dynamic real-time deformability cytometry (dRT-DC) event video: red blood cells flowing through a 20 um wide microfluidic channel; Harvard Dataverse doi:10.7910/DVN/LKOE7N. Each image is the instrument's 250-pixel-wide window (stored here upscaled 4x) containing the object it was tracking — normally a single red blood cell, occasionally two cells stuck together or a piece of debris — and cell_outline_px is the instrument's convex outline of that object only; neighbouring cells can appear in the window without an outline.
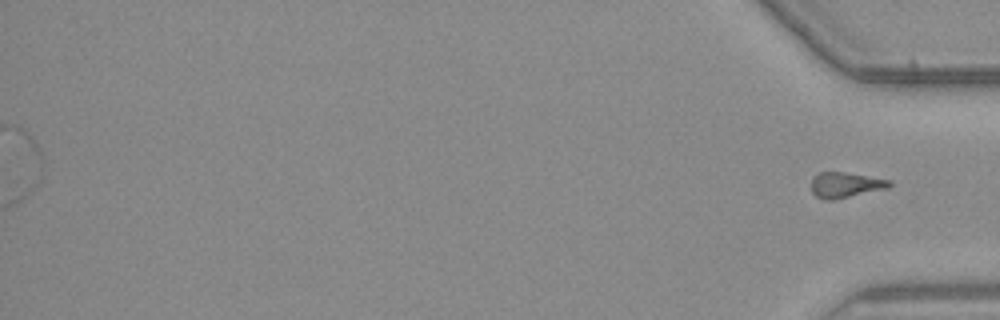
{"species": "common noctule bat (a hibernating species)", "species_latin": "Nyctalus noctula", "temperature_condition": "warm", "stored_images_in_passage": 40, "segment_of_instrument_passage": [2, 2], "camera_frame_rate_fps": 3000, "um_per_image_px": 0.085, "animal": {"sex": "male", "body_mass_g": 23.1, "forearm_length_mm": 52.7}, "frame": {"image": 1, "passage_image": 40, "time_ms": 13.0, "image_size_px": [1000, 320], "cell_outline_px": [[892, 184], [888, 188], [836, 200], [824, 200], [816, 196], [812, 192], [812, 176], [820, 172], [844, 172], [892, 180]], "centroid_in_image_um": [71.87, 15.73], "position_along_channel_um": 363.3, "area_um2": 11.73}}